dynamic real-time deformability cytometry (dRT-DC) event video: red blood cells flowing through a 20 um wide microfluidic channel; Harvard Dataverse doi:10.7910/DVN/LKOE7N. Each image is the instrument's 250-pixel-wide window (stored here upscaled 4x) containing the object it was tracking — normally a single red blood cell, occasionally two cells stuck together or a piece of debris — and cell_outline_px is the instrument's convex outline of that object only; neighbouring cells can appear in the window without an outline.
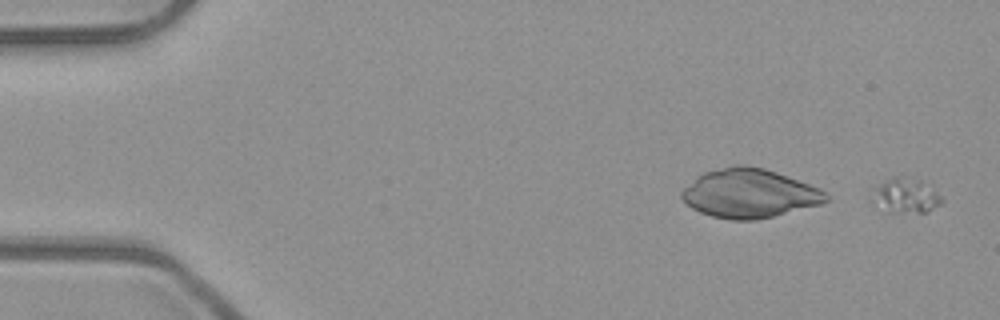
{"species": "common noctule bat (a hibernating species)", "species_latin": "Nyctalus noctula", "temperature_condition": "room temperature", "stored_images_in_passage": 2, "camera_frame_rate_fps": 3000, "um_per_image_px": 0.085, "animal": {"sex": "male", "body_mass_g": 23.1, "forearm_length_mm": 52.7}, "frame": {"image": 1, "passage_image": 2, "time_ms": 0.333, "image_size_px": [1000, 320], "cell_outline_px": [[944, 200], [940, 204], [928, 212], [892, 212], [872, 200], [876, 188], [880, 184], [892, 176], [896, 176], [920, 184], [936, 192]], "centroid_in_image_um": [76.99, 16.68], "position_along_channel_um": 8.0, "area_um2": 12.83}}